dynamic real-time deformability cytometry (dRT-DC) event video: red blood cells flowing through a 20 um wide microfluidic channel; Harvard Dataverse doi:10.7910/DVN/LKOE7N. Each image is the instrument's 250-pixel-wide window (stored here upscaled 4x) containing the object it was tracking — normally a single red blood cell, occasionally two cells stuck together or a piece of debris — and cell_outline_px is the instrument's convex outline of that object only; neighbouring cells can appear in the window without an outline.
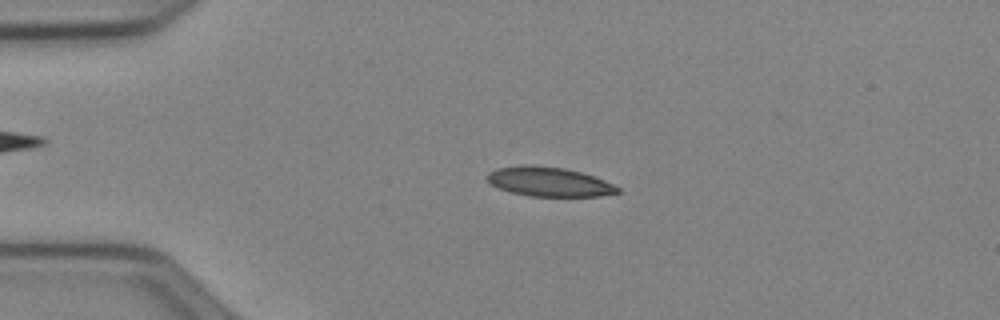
{"species": "Egyptian fruit bat (a non-hibernating species)", "species_latin": "Rousettus aegyptiacus", "temperature_condition": "cold", "stored_images_in_passage": 50, "camera_frame_rate_fps": 3000, "um_per_image_px": 0.085, "animal": {"sex": "female"}, "frame": {"image": 1, "passage_image": 11, "time_ms": 3.333, "image_size_px": [1000, 320], "cell_outline_px": [[620, 192], [600, 196], [528, 196], [512, 192], [500, 188], [492, 184], [488, 180], [488, 172], [496, 168], [520, 164], [532, 164], [564, 168], [580, 172], [604, 180], [620, 188]], "centroid_in_image_um": [46.65, 15.43], "position_along_channel_um": 38.3, "area_um2": 22.25}}
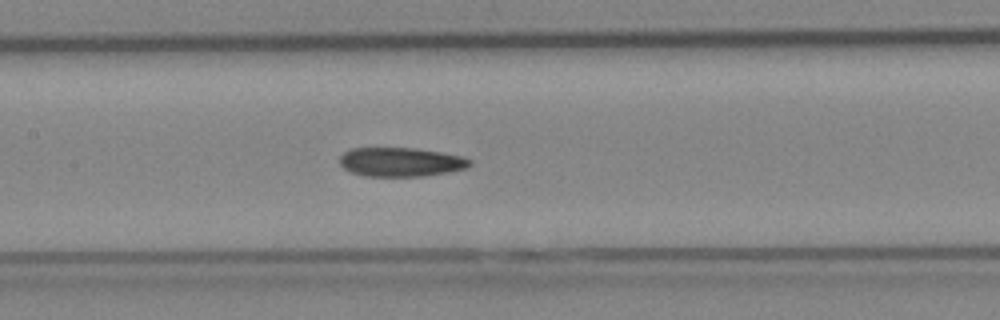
{"frame": {"image": 2, "passage_image": 24, "time_ms": 7.667, "image_size_px": [1000, 320], "cell_outline_px": [[472, 164], [468, 168], [448, 172], [424, 176], [364, 176], [352, 172], [344, 168], [340, 164], [340, 156], [344, 152], [352, 148], [416, 148], [464, 156], [472, 160]], "centroid_in_image_um": [34.11, 13.77], "position_along_channel_um": 173.3, "area_um2": 22.14}}
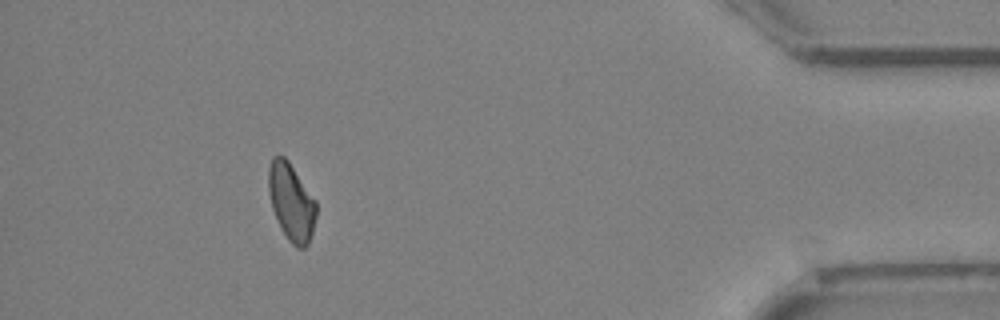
{"frame": {"image": 3, "passage_image": 46, "time_ms": 15.0, "image_size_px": [1000, 320], "cell_outline_px": [[316, 216], [312, 232], [308, 244], [304, 248], [296, 248], [288, 240], [272, 208], [268, 188], [268, 168], [272, 156], [284, 156], [288, 160], [316, 200]], "centroid_in_image_um": [24.76, 17.15], "position_along_channel_um": 410.4, "area_um2": 21.33}}